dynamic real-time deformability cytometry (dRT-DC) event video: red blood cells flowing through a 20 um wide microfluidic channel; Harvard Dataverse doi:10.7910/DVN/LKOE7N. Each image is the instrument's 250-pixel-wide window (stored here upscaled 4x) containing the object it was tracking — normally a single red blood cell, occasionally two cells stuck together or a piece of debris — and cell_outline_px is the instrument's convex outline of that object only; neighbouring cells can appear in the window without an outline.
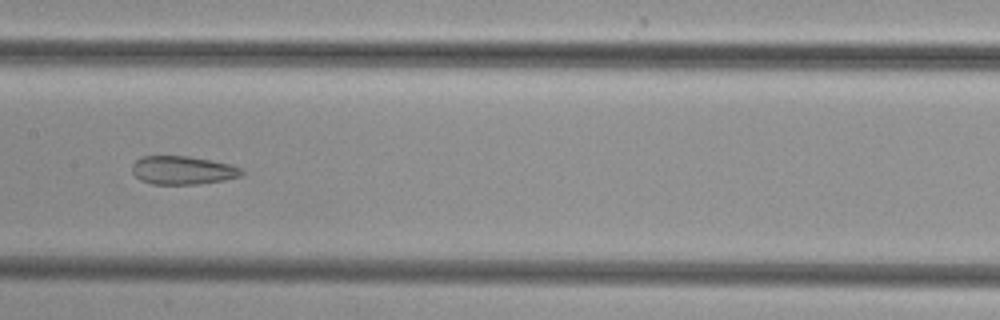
{"species": "common noctule bat (a hibernating species)", "species_latin": "Nyctalus noctula", "temperature_condition": "cold", "stored_images_in_passage": 48, "camera_frame_rate_fps": 3000, "um_per_image_px": 0.085, "animal": {"sex": "female", "body_mass_g": 29.2, "forearm_length_mm": 56.3}, "frame": {"image": 1, "passage_image": 24, "time_ms": 7.667, "image_size_px": [1000, 320], "cell_outline_px": [[244, 172], [240, 176], [224, 180], [196, 184], [152, 184], [140, 180], [132, 172], [132, 164], [140, 156], [188, 156], [232, 164], [240, 168]], "centroid_in_image_um": [15.51, 14.46], "position_along_channel_um": 191.9, "area_um2": 18.15}}
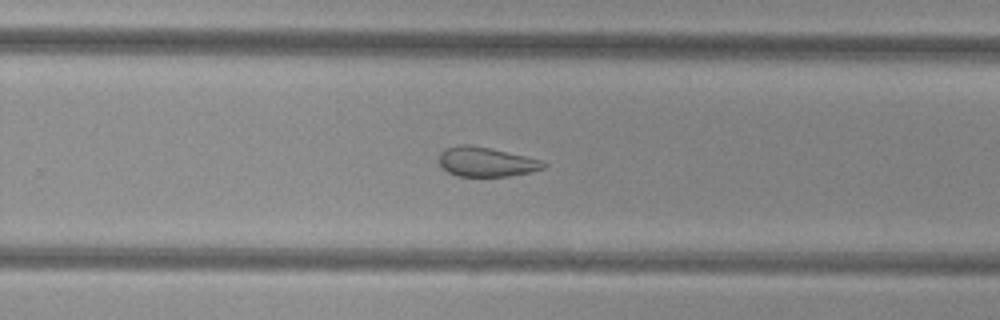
{"frame": {"image": 2, "passage_image": 31, "time_ms": 10.0, "image_size_px": [1000, 320], "cell_outline_px": [[548, 164], [544, 168], [528, 172], [508, 176], [456, 176], [448, 172], [440, 164], [440, 152], [456, 144], [468, 144], [488, 148], [524, 156], [540, 160]], "centroid_in_image_um": [41.3, 13.76], "position_along_channel_um": 288.5, "area_um2": 17.63}}
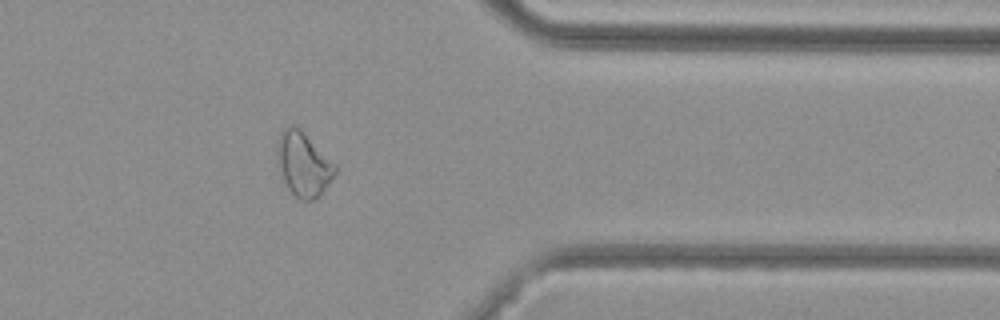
{"frame": {"image": 3, "passage_image": 39, "time_ms": 12.667, "image_size_px": [1000, 320], "cell_outline_px": [[336, 172], [328, 184], [312, 200], [300, 200], [288, 188], [276, 164], [276, 144], [280, 132], [284, 128], [292, 124], [300, 128], [336, 164]], "centroid_in_image_um": [25.74, 13.9], "position_along_channel_um": 385.7, "area_um2": 21.62}}